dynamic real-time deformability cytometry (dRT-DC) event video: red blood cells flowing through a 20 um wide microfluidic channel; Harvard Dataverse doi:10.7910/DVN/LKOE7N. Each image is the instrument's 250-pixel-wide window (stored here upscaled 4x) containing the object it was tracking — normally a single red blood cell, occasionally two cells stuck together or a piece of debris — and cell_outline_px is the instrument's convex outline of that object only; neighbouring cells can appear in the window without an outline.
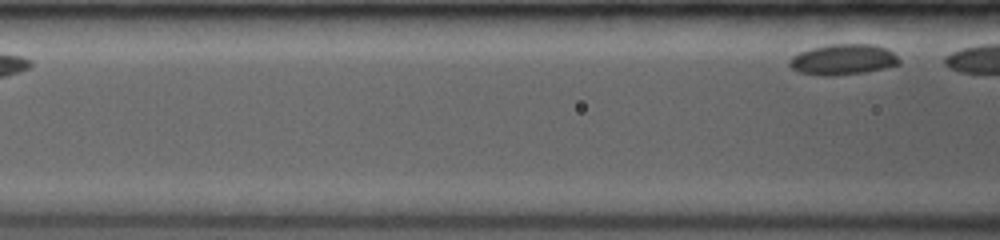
{"species": "common noctule bat (a hibernating species)", "species_latin": "Nyctalus noctula", "temperature_condition": "room temperature", "stored_images_in_passage": 4, "segment_of_instrument_passage": [2, 2], "camera_frame_rate_fps": 3500, "um_per_image_px": 0.085, "animal": {"sex": "female", "body_mass_g": 19.0, "forearm_length_mm": 53.3}, "frame": {"image": 1, "passage_image": 4, "time_ms": 2.571, "image_size_px": [1000, 240], "cell_outline_px": [[900, 64], [868, 72], [832, 76], [824, 76], [800, 72], [792, 68], [788, 64], [788, 60], [792, 56], [800, 52], [812, 48], [828, 44], [872, 44], [884, 48], [892, 52], [900, 60]], "centroid_in_image_um": [71.64, 5.06], "position_along_channel_um": 95.0, "area_um2": 19.59}}